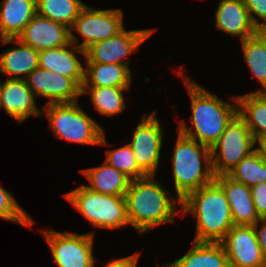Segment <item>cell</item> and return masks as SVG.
<instances>
[{
	"label": "cell",
	"mask_w": 266,
	"mask_h": 267,
	"mask_svg": "<svg viewBox=\"0 0 266 267\" xmlns=\"http://www.w3.org/2000/svg\"><path fill=\"white\" fill-rule=\"evenodd\" d=\"M183 80L191 99L190 120L194 131L181 122L178 132L211 148L238 114L237 98L233 97L236 104H231L219 99L190 78L185 77Z\"/></svg>",
	"instance_id": "6da1fadb"
},
{
	"label": "cell",
	"mask_w": 266,
	"mask_h": 267,
	"mask_svg": "<svg viewBox=\"0 0 266 267\" xmlns=\"http://www.w3.org/2000/svg\"><path fill=\"white\" fill-rule=\"evenodd\" d=\"M179 212L196 218L195 242L220 243L234 226L226 194L215 179L187 194Z\"/></svg>",
	"instance_id": "7a4b0ae2"
},
{
	"label": "cell",
	"mask_w": 266,
	"mask_h": 267,
	"mask_svg": "<svg viewBox=\"0 0 266 267\" xmlns=\"http://www.w3.org/2000/svg\"><path fill=\"white\" fill-rule=\"evenodd\" d=\"M167 193L154 176L130 181L124 196L129 224L145 233L162 223L173 222L178 213L176 203L181 205V200L177 196L176 200L171 199Z\"/></svg>",
	"instance_id": "3957f363"
},
{
	"label": "cell",
	"mask_w": 266,
	"mask_h": 267,
	"mask_svg": "<svg viewBox=\"0 0 266 267\" xmlns=\"http://www.w3.org/2000/svg\"><path fill=\"white\" fill-rule=\"evenodd\" d=\"M201 159L203 164L205 163L203 169ZM172 164L175 189L180 200L215 179L212 170L211 148L180 132H178Z\"/></svg>",
	"instance_id": "277c9868"
},
{
	"label": "cell",
	"mask_w": 266,
	"mask_h": 267,
	"mask_svg": "<svg viewBox=\"0 0 266 267\" xmlns=\"http://www.w3.org/2000/svg\"><path fill=\"white\" fill-rule=\"evenodd\" d=\"M43 112L60 139L86 145L107 144L103 128L82 110L78 101L48 104Z\"/></svg>",
	"instance_id": "5b68a950"
},
{
	"label": "cell",
	"mask_w": 266,
	"mask_h": 267,
	"mask_svg": "<svg viewBox=\"0 0 266 267\" xmlns=\"http://www.w3.org/2000/svg\"><path fill=\"white\" fill-rule=\"evenodd\" d=\"M65 198L95 227L112 230L129 224L124 196L96 193L82 185Z\"/></svg>",
	"instance_id": "8992f818"
},
{
	"label": "cell",
	"mask_w": 266,
	"mask_h": 267,
	"mask_svg": "<svg viewBox=\"0 0 266 267\" xmlns=\"http://www.w3.org/2000/svg\"><path fill=\"white\" fill-rule=\"evenodd\" d=\"M256 143L244 120L237 114L211 147L214 176L229 173L245 156L255 150L253 147Z\"/></svg>",
	"instance_id": "52a82bcc"
},
{
	"label": "cell",
	"mask_w": 266,
	"mask_h": 267,
	"mask_svg": "<svg viewBox=\"0 0 266 267\" xmlns=\"http://www.w3.org/2000/svg\"><path fill=\"white\" fill-rule=\"evenodd\" d=\"M43 231L58 267H94V232L79 235L54 230Z\"/></svg>",
	"instance_id": "ba28073f"
},
{
	"label": "cell",
	"mask_w": 266,
	"mask_h": 267,
	"mask_svg": "<svg viewBox=\"0 0 266 267\" xmlns=\"http://www.w3.org/2000/svg\"><path fill=\"white\" fill-rule=\"evenodd\" d=\"M76 29L83 42L77 46L83 50L91 44L117 35L124 29L123 12L121 9H91L86 5L70 28Z\"/></svg>",
	"instance_id": "9c48e42d"
},
{
	"label": "cell",
	"mask_w": 266,
	"mask_h": 267,
	"mask_svg": "<svg viewBox=\"0 0 266 267\" xmlns=\"http://www.w3.org/2000/svg\"><path fill=\"white\" fill-rule=\"evenodd\" d=\"M163 128L156 117V111L142 118L134 130L129 143L138 167L147 175L155 176L162 148Z\"/></svg>",
	"instance_id": "30bf717a"
},
{
	"label": "cell",
	"mask_w": 266,
	"mask_h": 267,
	"mask_svg": "<svg viewBox=\"0 0 266 267\" xmlns=\"http://www.w3.org/2000/svg\"><path fill=\"white\" fill-rule=\"evenodd\" d=\"M154 29L130 30L125 28L117 35L91 44L85 49L86 63H105L128 65L123 61L132 51L152 35Z\"/></svg>",
	"instance_id": "8fae6325"
},
{
	"label": "cell",
	"mask_w": 266,
	"mask_h": 267,
	"mask_svg": "<svg viewBox=\"0 0 266 267\" xmlns=\"http://www.w3.org/2000/svg\"><path fill=\"white\" fill-rule=\"evenodd\" d=\"M220 243L225 249L229 267L266 266L254 226L234 225Z\"/></svg>",
	"instance_id": "7c38bea8"
},
{
	"label": "cell",
	"mask_w": 266,
	"mask_h": 267,
	"mask_svg": "<svg viewBox=\"0 0 266 267\" xmlns=\"http://www.w3.org/2000/svg\"><path fill=\"white\" fill-rule=\"evenodd\" d=\"M25 81L34 95L49 98L48 104L73 103L81 95V87L72 79L59 73L34 69Z\"/></svg>",
	"instance_id": "4fadbf2b"
},
{
	"label": "cell",
	"mask_w": 266,
	"mask_h": 267,
	"mask_svg": "<svg viewBox=\"0 0 266 267\" xmlns=\"http://www.w3.org/2000/svg\"><path fill=\"white\" fill-rule=\"evenodd\" d=\"M70 40L65 46L38 51L39 67L72 78L82 87L85 67L81 65L75 53L80 52L85 58V50L75 44L78 38L73 33H70Z\"/></svg>",
	"instance_id": "5bb4252c"
},
{
	"label": "cell",
	"mask_w": 266,
	"mask_h": 267,
	"mask_svg": "<svg viewBox=\"0 0 266 267\" xmlns=\"http://www.w3.org/2000/svg\"><path fill=\"white\" fill-rule=\"evenodd\" d=\"M17 39L37 51L48 50L69 44L70 28L36 14Z\"/></svg>",
	"instance_id": "9a60e30c"
},
{
	"label": "cell",
	"mask_w": 266,
	"mask_h": 267,
	"mask_svg": "<svg viewBox=\"0 0 266 267\" xmlns=\"http://www.w3.org/2000/svg\"><path fill=\"white\" fill-rule=\"evenodd\" d=\"M1 106L7 114L21 123L30 115L41 116L35 101V95L28 87L25 79H7L2 85Z\"/></svg>",
	"instance_id": "2e32d148"
},
{
	"label": "cell",
	"mask_w": 266,
	"mask_h": 267,
	"mask_svg": "<svg viewBox=\"0 0 266 267\" xmlns=\"http://www.w3.org/2000/svg\"><path fill=\"white\" fill-rule=\"evenodd\" d=\"M215 180L226 194L234 225L254 226L259 222L250 187L235 181L227 174L218 175Z\"/></svg>",
	"instance_id": "e0dca14e"
},
{
	"label": "cell",
	"mask_w": 266,
	"mask_h": 267,
	"mask_svg": "<svg viewBox=\"0 0 266 267\" xmlns=\"http://www.w3.org/2000/svg\"><path fill=\"white\" fill-rule=\"evenodd\" d=\"M218 30L234 36L241 41L256 34V27L251 22L248 9L243 0H220L215 14Z\"/></svg>",
	"instance_id": "ac0fdd59"
},
{
	"label": "cell",
	"mask_w": 266,
	"mask_h": 267,
	"mask_svg": "<svg viewBox=\"0 0 266 267\" xmlns=\"http://www.w3.org/2000/svg\"><path fill=\"white\" fill-rule=\"evenodd\" d=\"M1 42L4 45L11 42L18 45L0 55V72L9 76V79H25L34 69L39 67L37 50L23 44L17 38H5L1 39Z\"/></svg>",
	"instance_id": "d6986e66"
},
{
	"label": "cell",
	"mask_w": 266,
	"mask_h": 267,
	"mask_svg": "<svg viewBox=\"0 0 266 267\" xmlns=\"http://www.w3.org/2000/svg\"><path fill=\"white\" fill-rule=\"evenodd\" d=\"M36 14V0H3L0 3V39L17 38Z\"/></svg>",
	"instance_id": "ffe728a7"
},
{
	"label": "cell",
	"mask_w": 266,
	"mask_h": 267,
	"mask_svg": "<svg viewBox=\"0 0 266 267\" xmlns=\"http://www.w3.org/2000/svg\"><path fill=\"white\" fill-rule=\"evenodd\" d=\"M86 64L82 87H130L132 75L129 66L116 63Z\"/></svg>",
	"instance_id": "44dd1931"
},
{
	"label": "cell",
	"mask_w": 266,
	"mask_h": 267,
	"mask_svg": "<svg viewBox=\"0 0 266 267\" xmlns=\"http://www.w3.org/2000/svg\"><path fill=\"white\" fill-rule=\"evenodd\" d=\"M162 267H229V262L221 243L193 241L186 255Z\"/></svg>",
	"instance_id": "7402d4cb"
},
{
	"label": "cell",
	"mask_w": 266,
	"mask_h": 267,
	"mask_svg": "<svg viewBox=\"0 0 266 267\" xmlns=\"http://www.w3.org/2000/svg\"><path fill=\"white\" fill-rule=\"evenodd\" d=\"M82 172L91 184L85 187L106 195L125 196L131 181L121 171L106 162L101 166L82 170Z\"/></svg>",
	"instance_id": "603a6c76"
},
{
	"label": "cell",
	"mask_w": 266,
	"mask_h": 267,
	"mask_svg": "<svg viewBox=\"0 0 266 267\" xmlns=\"http://www.w3.org/2000/svg\"><path fill=\"white\" fill-rule=\"evenodd\" d=\"M236 98L238 115L258 141L266 135V92H252Z\"/></svg>",
	"instance_id": "cb8c5ba5"
},
{
	"label": "cell",
	"mask_w": 266,
	"mask_h": 267,
	"mask_svg": "<svg viewBox=\"0 0 266 267\" xmlns=\"http://www.w3.org/2000/svg\"><path fill=\"white\" fill-rule=\"evenodd\" d=\"M85 6L80 0H36L37 15L68 28H71Z\"/></svg>",
	"instance_id": "d4e9b609"
},
{
	"label": "cell",
	"mask_w": 266,
	"mask_h": 267,
	"mask_svg": "<svg viewBox=\"0 0 266 267\" xmlns=\"http://www.w3.org/2000/svg\"><path fill=\"white\" fill-rule=\"evenodd\" d=\"M227 175L248 187L266 182V159L261 151L255 148L245 156Z\"/></svg>",
	"instance_id": "484cf974"
},
{
	"label": "cell",
	"mask_w": 266,
	"mask_h": 267,
	"mask_svg": "<svg viewBox=\"0 0 266 267\" xmlns=\"http://www.w3.org/2000/svg\"><path fill=\"white\" fill-rule=\"evenodd\" d=\"M129 88L123 87H81V95L91 93V99L95 109L104 116L112 117L125 109V97L123 91Z\"/></svg>",
	"instance_id": "4316f807"
},
{
	"label": "cell",
	"mask_w": 266,
	"mask_h": 267,
	"mask_svg": "<svg viewBox=\"0 0 266 267\" xmlns=\"http://www.w3.org/2000/svg\"><path fill=\"white\" fill-rule=\"evenodd\" d=\"M246 62L254 74L253 76L261 83L264 90L255 92H266V46L262 39L253 35L241 41Z\"/></svg>",
	"instance_id": "83f0119b"
},
{
	"label": "cell",
	"mask_w": 266,
	"mask_h": 267,
	"mask_svg": "<svg viewBox=\"0 0 266 267\" xmlns=\"http://www.w3.org/2000/svg\"><path fill=\"white\" fill-rule=\"evenodd\" d=\"M106 160L110 166L121 171L131 181L147 175L138 167L134 153L129 144L113 150H107Z\"/></svg>",
	"instance_id": "f1b7e54d"
},
{
	"label": "cell",
	"mask_w": 266,
	"mask_h": 267,
	"mask_svg": "<svg viewBox=\"0 0 266 267\" xmlns=\"http://www.w3.org/2000/svg\"><path fill=\"white\" fill-rule=\"evenodd\" d=\"M0 218L31 227V217L18 205L11 193L0 186Z\"/></svg>",
	"instance_id": "f546056e"
},
{
	"label": "cell",
	"mask_w": 266,
	"mask_h": 267,
	"mask_svg": "<svg viewBox=\"0 0 266 267\" xmlns=\"http://www.w3.org/2000/svg\"><path fill=\"white\" fill-rule=\"evenodd\" d=\"M245 7L248 9V13L251 22L256 28L266 25V0H243ZM255 16H258L256 19ZM263 19V22H258V19Z\"/></svg>",
	"instance_id": "4dcf8cb0"
},
{
	"label": "cell",
	"mask_w": 266,
	"mask_h": 267,
	"mask_svg": "<svg viewBox=\"0 0 266 267\" xmlns=\"http://www.w3.org/2000/svg\"><path fill=\"white\" fill-rule=\"evenodd\" d=\"M255 211L260 219L266 218V182L250 187Z\"/></svg>",
	"instance_id": "1f68e13d"
},
{
	"label": "cell",
	"mask_w": 266,
	"mask_h": 267,
	"mask_svg": "<svg viewBox=\"0 0 266 267\" xmlns=\"http://www.w3.org/2000/svg\"><path fill=\"white\" fill-rule=\"evenodd\" d=\"M139 259L138 254H133L124 258L114 259L108 263L105 267H137V261Z\"/></svg>",
	"instance_id": "d6a6232c"
},
{
	"label": "cell",
	"mask_w": 266,
	"mask_h": 267,
	"mask_svg": "<svg viewBox=\"0 0 266 267\" xmlns=\"http://www.w3.org/2000/svg\"><path fill=\"white\" fill-rule=\"evenodd\" d=\"M259 222L262 223V227L260 229L258 228ZM259 222L254 225V228L257 234L258 244L266 259V218L260 219Z\"/></svg>",
	"instance_id": "836d02e7"
},
{
	"label": "cell",
	"mask_w": 266,
	"mask_h": 267,
	"mask_svg": "<svg viewBox=\"0 0 266 267\" xmlns=\"http://www.w3.org/2000/svg\"><path fill=\"white\" fill-rule=\"evenodd\" d=\"M259 144L258 149L261 151L263 157L266 159V135L257 141Z\"/></svg>",
	"instance_id": "e575fe53"
},
{
	"label": "cell",
	"mask_w": 266,
	"mask_h": 267,
	"mask_svg": "<svg viewBox=\"0 0 266 267\" xmlns=\"http://www.w3.org/2000/svg\"><path fill=\"white\" fill-rule=\"evenodd\" d=\"M256 34L262 39L266 46V25L257 28Z\"/></svg>",
	"instance_id": "d590c367"
},
{
	"label": "cell",
	"mask_w": 266,
	"mask_h": 267,
	"mask_svg": "<svg viewBox=\"0 0 266 267\" xmlns=\"http://www.w3.org/2000/svg\"><path fill=\"white\" fill-rule=\"evenodd\" d=\"M2 85H3V84H1V82H0V96H1ZM0 106H1V101H0Z\"/></svg>",
	"instance_id": "8d00e7d4"
}]
</instances>
